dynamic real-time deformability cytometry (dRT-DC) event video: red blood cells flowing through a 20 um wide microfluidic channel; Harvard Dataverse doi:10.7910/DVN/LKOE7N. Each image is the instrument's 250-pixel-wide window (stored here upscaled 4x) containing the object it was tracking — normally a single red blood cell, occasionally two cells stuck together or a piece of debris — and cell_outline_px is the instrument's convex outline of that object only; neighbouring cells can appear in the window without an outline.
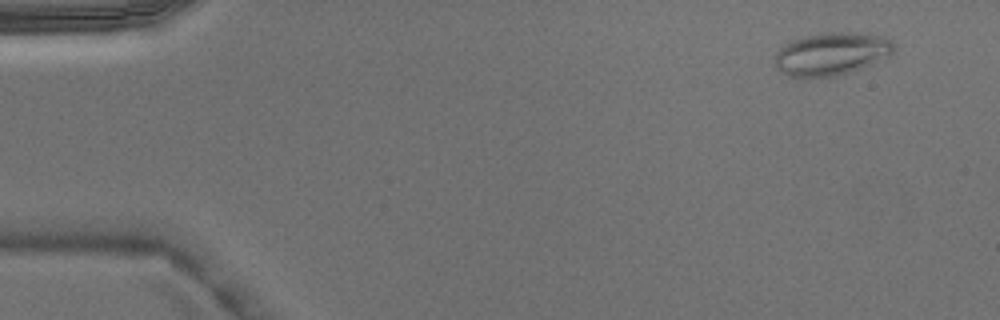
{"species": "Egyptian fruit bat (a non-hibernating species)", "species_latin": "Rousettus aegyptiacus", "temperature_condition": "warm", "stored_images_in_passage": 4, "camera_frame_rate_fps": 3000, "um_per_image_px": 0.085, "animal": {"sex": "male"}, "frame": {"image": 1, "passage_image": 1, "time_ms": 0.0, "image_size_px": [1000, 320], "cell_outline_px": [[896, 48], [888, 56], [860, 68], [836, 76], [796, 80], [780, 72], [776, 68], [776, 52], [780, 48], [792, 40], [804, 36], [820, 32], [864, 32], [880, 36], [892, 40]], "centroid_in_image_um": [70.63, 4.59], "position_along_channel_um": 14.4, "area_um2": 30.23}}